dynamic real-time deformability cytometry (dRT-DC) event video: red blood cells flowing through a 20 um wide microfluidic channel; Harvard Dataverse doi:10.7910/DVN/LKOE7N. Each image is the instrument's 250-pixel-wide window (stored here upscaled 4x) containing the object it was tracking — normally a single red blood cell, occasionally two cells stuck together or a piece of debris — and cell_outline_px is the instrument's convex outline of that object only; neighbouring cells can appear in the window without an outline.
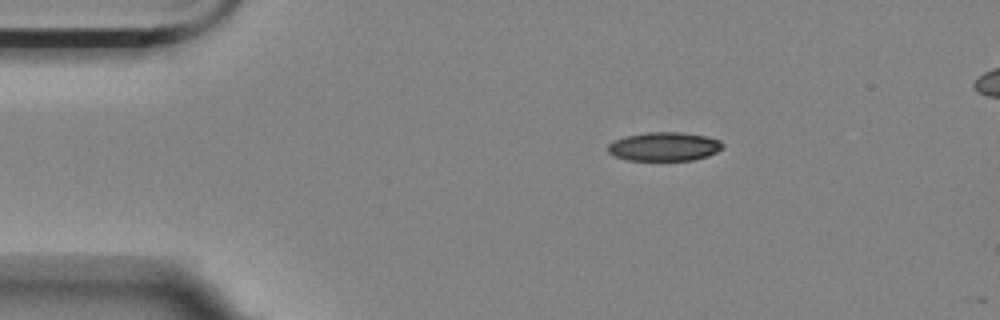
{"species": "Egyptian fruit bat (a non-hibernating species)", "species_latin": "Rousettus aegyptiacus", "temperature_condition": "room temperature", "stored_images_in_passage": 3, "camera_frame_rate_fps": 3000, "um_per_image_px": 0.085, "animal": {"sex": "female"}, "frame": {"image": 1, "passage_image": 1, "time_ms": 0.0, "image_size_px": [1000, 320], "cell_outline_px": [[724, 148], [708, 156], [692, 160], [628, 160], [616, 156], [608, 152], [608, 144], [612, 140], [624, 136], [648, 132], [680, 132], [704, 136], [720, 140], [724, 144]], "centroid_in_image_um": [56.46, 12.45], "position_along_channel_um": 28.5, "area_um2": 19.31}}